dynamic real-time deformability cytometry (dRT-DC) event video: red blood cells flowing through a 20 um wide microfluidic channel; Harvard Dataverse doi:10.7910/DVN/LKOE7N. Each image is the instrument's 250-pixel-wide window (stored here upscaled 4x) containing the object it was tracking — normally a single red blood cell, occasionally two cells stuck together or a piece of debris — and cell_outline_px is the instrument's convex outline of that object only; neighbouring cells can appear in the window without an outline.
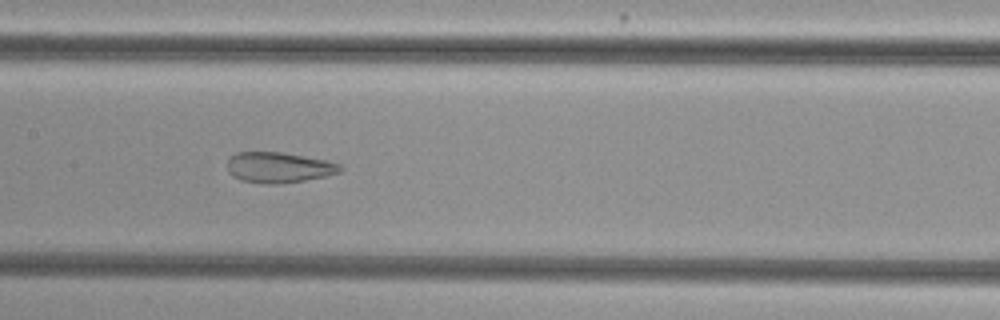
{"species": "common noctule bat (a hibernating species)", "species_latin": "Nyctalus noctula", "temperature_condition": "cold", "stored_images_in_passage": 53, "camera_frame_rate_fps": 3000, "um_per_image_px": 0.085, "animal": {"sex": "female", "body_mass_g": 29.2, "forearm_length_mm": 56.3}, "frame": {"image": 1, "passage_image": 26, "time_ms": 8.333, "image_size_px": [1000, 320], "cell_outline_px": [[344, 168], [340, 172], [324, 176], [304, 180], [276, 184], [264, 184], [240, 180], [232, 176], [228, 172], [228, 160], [236, 152], [284, 152], [328, 160], [340, 164]], "centroid_in_image_um": [23.7, 14.23], "position_along_channel_um": 183.7, "area_um2": 20.23}}
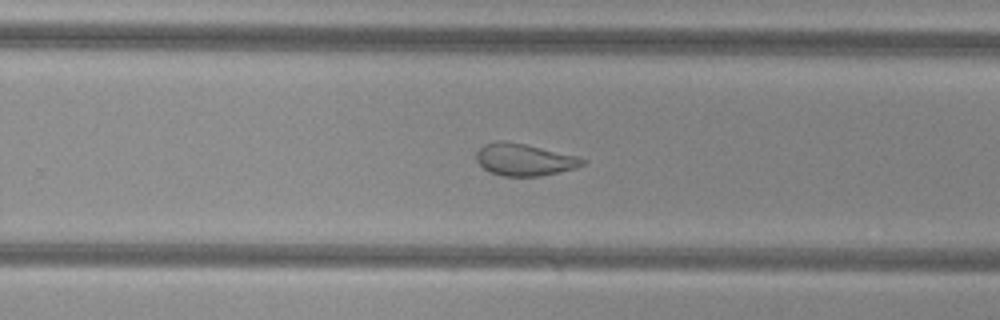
{"frame": {"image": 2, "passage_image": 34, "time_ms": 11.0, "image_size_px": [1000, 320], "cell_outline_px": [[588, 160], [584, 164], [576, 168], [540, 176], [500, 176], [484, 168], [476, 160], [476, 152], [484, 144], [496, 140], [504, 140], [524, 144], [580, 156]], "centroid_in_image_um": [44.59, 13.56], "position_along_channel_um": 285.2, "area_um2": 19.94}}
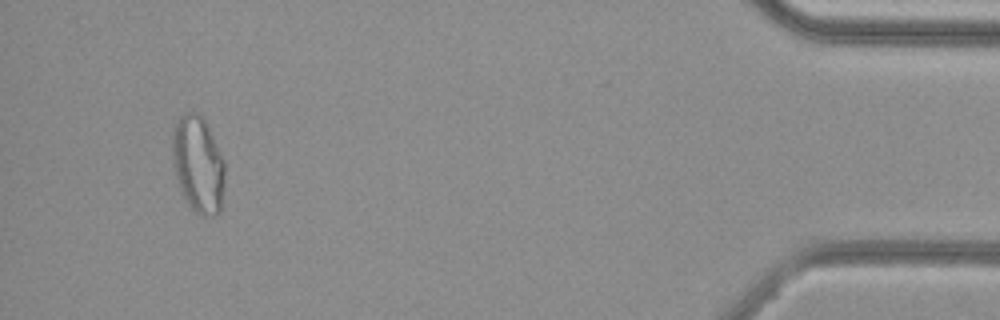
{"frame": {"image": 3, "passage_image": 50, "time_ms": 16.333, "image_size_px": [1000, 320], "cell_outline_px": [[224, 188], [220, 212], [212, 216], [204, 216], [196, 212], [188, 204], [180, 188], [172, 164], [172, 128], [176, 120], [180, 116], [188, 112], [200, 112], [204, 116], [224, 160]], "centroid_in_image_um": [16.83, 13.92], "position_along_channel_um": 418.4, "area_um2": 30.0}, "authors_computed_cell_mechanics": {"area_um2": 25.6054, "velocity_mm_per_s": 3.8139, "shape_relaxation_time_tau1_ms": null, "shape_relaxation_time_tau2_ms": 1.4051, "deformation_change_tau1": null, "deformation_change_tau2": 0.0929}}